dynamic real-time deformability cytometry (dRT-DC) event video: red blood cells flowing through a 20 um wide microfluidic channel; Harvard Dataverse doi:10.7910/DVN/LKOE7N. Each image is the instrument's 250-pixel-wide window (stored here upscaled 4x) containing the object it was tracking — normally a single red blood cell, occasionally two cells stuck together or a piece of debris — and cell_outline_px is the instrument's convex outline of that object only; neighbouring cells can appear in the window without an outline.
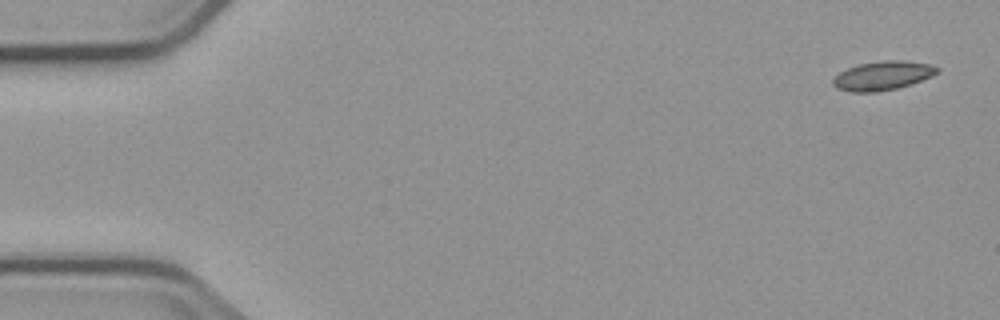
{"species": "common noctule bat (a hibernating species)", "species_latin": "Nyctalus noctula", "temperature_condition": "cold", "stored_images_in_passage": 4, "camera_frame_rate_fps": 3000, "um_per_image_px": 0.085, "animal": {"sex": "male", "body_mass_g": 23.1, "forearm_length_mm": 52.7}, "frame": {"image": 1, "passage_image": 1, "time_ms": 0.0, "image_size_px": [1000, 320], "cell_outline_px": [[940, 72], [932, 76], [912, 84], [896, 88], [876, 92], [852, 92], [836, 88], [832, 84], [832, 80], [840, 72], [848, 68], [860, 64], [880, 60], [904, 60], [932, 64], [940, 68]], "centroid_in_image_um": [75.07, 6.42], "position_along_channel_um": 9.9, "area_um2": 17.74}}
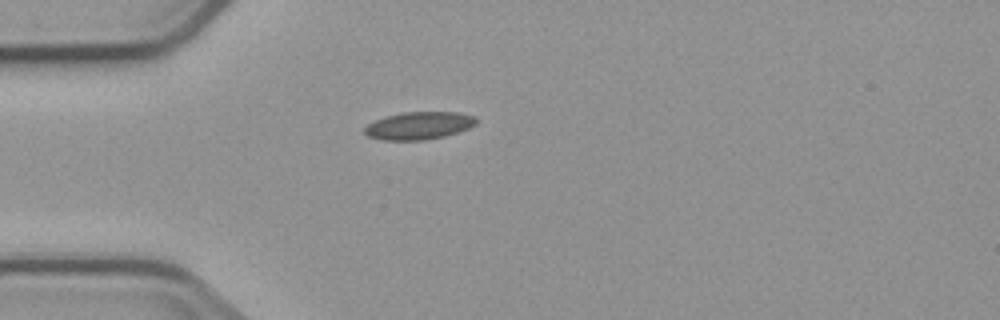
{"frame": {"image": 2, "passage_image": 4, "time_ms": 4.333, "image_size_px": [1000, 320], "cell_outline_px": [[476, 124], [468, 128], [444, 136], [424, 140], [380, 140], [368, 136], [364, 132], [364, 128], [368, 124], [384, 116], [404, 112], [456, 112], [476, 116]], "centroid_in_image_um": [35.59, 10.67], "position_along_channel_um": 49.4, "area_um2": 17.92}}